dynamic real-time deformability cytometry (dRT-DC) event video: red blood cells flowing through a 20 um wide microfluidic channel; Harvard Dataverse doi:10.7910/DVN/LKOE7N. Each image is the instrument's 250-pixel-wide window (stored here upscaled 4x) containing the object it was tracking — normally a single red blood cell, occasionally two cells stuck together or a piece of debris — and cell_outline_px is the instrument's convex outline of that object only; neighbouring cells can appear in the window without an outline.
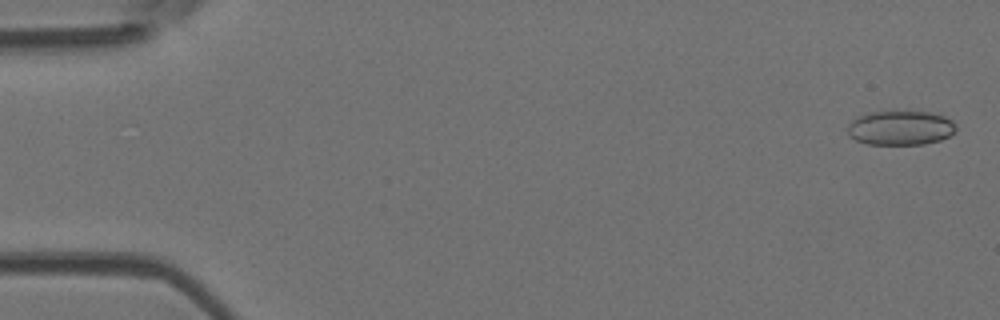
{"species": "Egyptian fruit bat (a non-hibernating species)", "species_latin": "Rousettus aegyptiacus", "temperature_condition": "room temperature", "stored_images_in_passage": 52, "camera_frame_rate_fps": 3000, "um_per_image_px": 0.085, "animal": {"sex": "female"}, "frame": {"image": 1, "passage_image": 2, "time_ms": 0.333, "image_size_px": [1000, 320], "cell_outline_px": [[956, 128], [948, 136], [940, 140], [924, 144], [868, 144], [856, 140], [848, 136], [848, 124], [856, 116], [868, 112], [940, 112], [952, 120], [956, 124]], "centroid_in_image_um": [76.54, 10.86], "position_along_channel_um": 8.5, "area_um2": 21.91}}
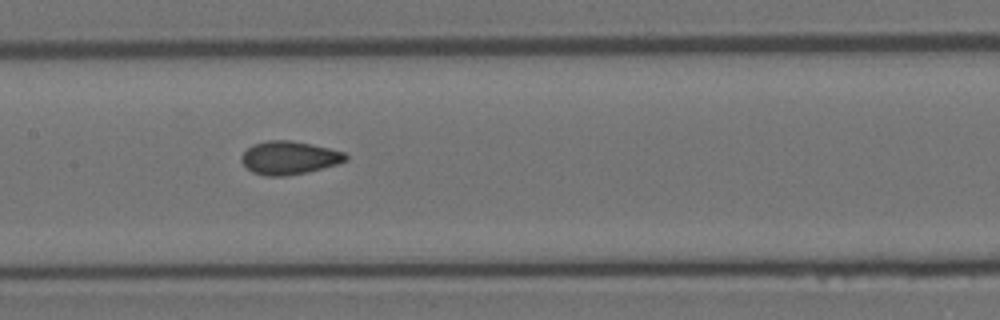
{"frame": {"image": 2, "passage_image": 26, "time_ms": 8.333, "image_size_px": [1000, 320], "cell_outline_px": [[348, 160], [336, 164], [304, 172], [284, 176], [268, 176], [252, 172], [240, 160], [240, 156], [252, 144], [268, 140], [288, 140], [312, 144], [344, 152], [348, 156]], "centroid_in_image_um": [24.55, 13.4], "position_along_channel_um": 182.8, "area_um2": 19.94}}
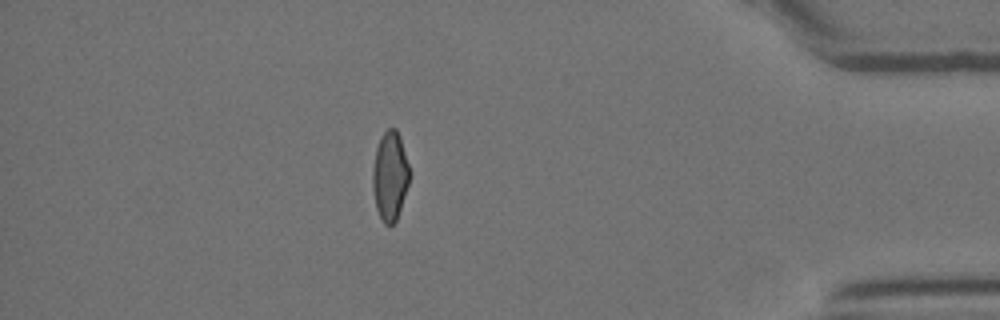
{"frame": {"image": 3, "passage_image": 46, "time_ms": 15.0, "image_size_px": [1000, 320], "cell_outline_px": [[408, 184], [396, 220], [392, 224], [384, 224], [380, 220], [376, 208], [372, 188], [372, 172], [376, 148], [384, 132], [388, 128], [396, 128], [400, 136], [408, 164]], "centroid_in_image_um": [33.12, 14.97], "position_along_channel_um": 402.1, "area_um2": 18.84}, "authors_computed_cell_mechanics": {"area_um2": 19.941, "velocity_mm_per_s": 3.9149, "shape_relaxation_time_tau1_ms": null, "shape_relaxation_time_tau2_ms": 1.4303, "deformation_change_tau1": null, "deformation_change_tau2": 0.0694}}